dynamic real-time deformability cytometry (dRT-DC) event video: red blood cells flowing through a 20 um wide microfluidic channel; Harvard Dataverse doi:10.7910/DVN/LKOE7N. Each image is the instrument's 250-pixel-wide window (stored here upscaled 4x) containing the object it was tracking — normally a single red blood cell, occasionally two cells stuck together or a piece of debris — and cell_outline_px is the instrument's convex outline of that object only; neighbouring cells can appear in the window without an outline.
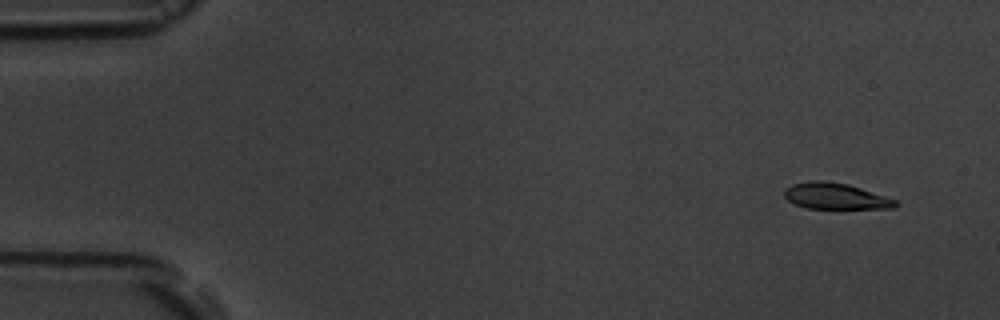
{"species": "common noctule bat (a hibernating species)", "species_latin": "Nyctalus noctula", "temperature_condition": "room temperature", "stored_images_in_passage": 7, "camera_frame_rate_fps": 3000, "um_per_image_px": 0.085, "animal": {"sex": "male", "body_mass_g": 19.5, "forearm_length_mm": 54.6}, "frame": {"image": 1, "passage_image": 2, "time_ms": 1.0, "image_size_px": [1000, 320], "cell_outline_px": [[900, 204], [896, 208], [808, 208], [796, 204], [788, 200], [784, 196], [784, 188], [792, 184], [812, 180], [824, 180], [848, 184], [896, 200]], "centroid_in_image_um": [71.0, 16.66], "position_along_channel_um": 14.0, "area_um2": 16.82}}
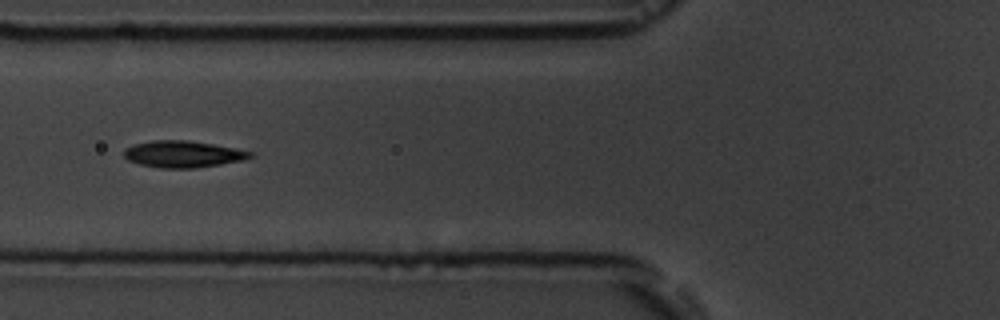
{"frame": {"image": 2, "passage_image": 7, "time_ms": 6.667, "image_size_px": [1000, 320], "cell_outline_px": [[256, 152], [252, 156], [244, 160], [196, 168], [160, 168], [140, 164], [128, 160], [124, 156], [124, 148], [132, 144], [152, 140], [188, 140], [236, 148]], "centroid_in_image_um": [15.55, 13.09], "position_along_channel_um": 110.2, "area_um2": 19.77}}